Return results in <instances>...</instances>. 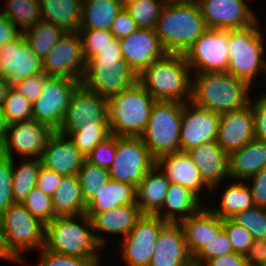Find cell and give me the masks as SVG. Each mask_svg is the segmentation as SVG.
Returning a JSON list of instances; mask_svg holds the SVG:
<instances>
[{"mask_svg":"<svg viewBox=\"0 0 266 266\" xmlns=\"http://www.w3.org/2000/svg\"><path fill=\"white\" fill-rule=\"evenodd\" d=\"M92 222L93 233L98 244L107 248L108 234L121 235L123 239L135 226L137 220L143 215L137 203L117 206L99 214H86ZM101 233H95V232ZM105 232V233H104ZM104 234V235H103Z\"/></svg>","mask_w":266,"mask_h":266,"instance_id":"22","label":"cell"},{"mask_svg":"<svg viewBox=\"0 0 266 266\" xmlns=\"http://www.w3.org/2000/svg\"><path fill=\"white\" fill-rule=\"evenodd\" d=\"M203 266H248V264L245 255L232 252L210 259Z\"/></svg>","mask_w":266,"mask_h":266,"instance_id":"57","label":"cell"},{"mask_svg":"<svg viewBox=\"0 0 266 266\" xmlns=\"http://www.w3.org/2000/svg\"><path fill=\"white\" fill-rule=\"evenodd\" d=\"M136 203V187L113 179L86 205L85 214H99L117 206Z\"/></svg>","mask_w":266,"mask_h":266,"instance_id":"32","label":"cell"},{"mask_svg":"<svg viewBox=\"0 0 266 266\" xmlns=\"http://www.w3.org/2000/svg\"><path fill=\"white\" fill-rule=\"evenodd\" d=\"M123 8H126L130 4L134 3L136 0H117Z\"/></svg>","mask_w":266,"mask_h":266,"instance_id":"63","label":"cell"},{"mask_svg":"<svg viewBox=\"0 0 266 266\" xmlns=\"http://www.w3.org/2000/svg\"><path fill=\"white\" fill-rule=\"evenodd\" d=\"M204 201L189 188L180 184L170 183L161 210L156 214L167 223H180L198 212L205 204Z\"/></svg>","mask_w":266,"mask_h":266,"instance_id":"28","label":"cell"},{"mask_svg":"<svg viewBox=\"0 0 266 266\" xmlns=\"http://www.w3.org/2000/svg\"><path fill=\"white\" fill-rule=\"evenodd\" d=\"M65 33L63 28L44 20L22 32L28 47L42 60Z\"/></svg>","mask_w":266,"mask_h":266,"instance_id":"36","label":"cell"},{"mask_svg":"<svg viewBox=\"0 0 266 266\" xmlns=\"http://www.w3.org/2000/svg\"><path fill=\"white\" fill-rule=\"evenodd\" d=\"M156 100L138 83L107 100L108 122L112 135L141 137Z\"/></svg>","mask_w":266,"mask_h":266,"instance_id":"7","label":"cell"},{"mask_svg":"<svg viewBox=\"0 0 266 266\" xmlns=\"http://www.w3.org/2000/svg\"><path fill=\"white\" fill-rule=\"evenodd\" d=\"M223 230L232 244L233 251L246 255L254 241L251 233L232 218L223 220Z\"/></svg>","mask_w":266,"mask_h":266,"instance_id":"47","label":"cell"},{"mask_svg":"<svg viewBox=\"0 0 266 266\" xmlns=\"http://www.w3.org/2000/svg\"><path fill=\"white\" fill-rule=\"evenodd\" d=\"M229 182L245 181L266 167V142L251 140L228 156Z\"/></svg>","mask_w":266,"mask_h":266,"instance_id":"30","label":"cell"},{"mask_svg":"<svg viewBox=\"0 0 266 266\" xmlns=\"http://www.w3.org/2000/svg\"><path fill=\"white\" fill-rule=\"evenodd\" d=\"M0 222L6 250L16 262L25 264L23 252H39L45 246V224L23 204L13 203L0 215Z\"/></svg>","mask_w":266,"mask_h":266,"instance_id":"8","label":"cell"},{"mask_svg":"<svg viewBox=\"0 0 266 266\" xmlns=\"http://www.w3.org/2000/svg\"><path fill=\"white\" fill-rule=\"evenodd\" d=\"M245 257L248 266H261L266 259V240H254Z\"/></svg>","mask_w":266,"mask_h":266,"instance_id":"56","label":"cell"},{"mask_svg":"<svg viewBox=\"0 0 266 266\" xmlns=\"http://www.w3.org/2000/svg\"><path fill=\"white\" fill-rule=\"evenodd\" d=\"M137 82V75L123 59L119 39L86 62L81 84L103 99L116 96Z\"/></svg>","mask_w":266,"mask_h":266,"instance_id":"5","label":"cell"},{"mask_svg":"<svg viewBox=\"0 0 266 266\" xmlns=\"http://www.w3.org/2000/svg\"><path fill=\"white\" fill-rule=\"evenodd\" d=\"M51 199L56 216H77L86 211L77 175L63 176Z\"/></svg>","mask_w":266,"mask_h":266,"instance_id":"33","label":"cell"},{"mask_svg":"<svg viewBox=\"0 0 266 266\" xmlns=\"http://www.w3.org/2000/svg\"><path fill=\"white\" fill-rule=\"evenodd\" d=\"M0 259H3V261H13L16 262L7 252L5 243L3 240V232H2V227H1V222H0Z\"/></svg>","mask_w":266,"mask_h":266,"instance_id":"60","label":"cell"},{"mask_svg":"<svg viewBox=\"0 0 266 266\" xmlns=\"http://www.w3.org/2000/svg\"><path fill=\"white\" fill-rule=\"evenodd\" d=\"M165 0H136L126 7L139 28L155 29Z\"/></svg>","mask_w":266,"mask_h":266,"instance_id":"42","label":"cell"},{"mask_svg":"<svg viewBox=\"0 0 266 266\" xmlns=\"http://www.w3.org/2000/svg\"><path fill=\"white\" fill-rule=\"evenodd\" d=\"M119 42L123 59L137 76L167 53L155 29L138 28Z\"/></svg>","mask_w":266,"mask_h":266,"instance_id":"20","label":"cell"},{"mask_svg":"<svg viewBox=\"0 0 266 266\" xmlns=\"http://www.w3.org/2000/svg\"><path fill=\"white\" fill-rule=\"evenodd\" d=\"M137 82L156 100L190 102L192 74L183 54L166 53L138 76Z\"/></svg>","mask_w":266,"mask_h":266,"instance_id":"1","label":"cell"},{"mask_svg":"<svg viewBox=\"0 0 266 266\" xmlns=\"http://www.w3.org/2000/svg\"><path fill=\"white\" fill-rule=\"evenodd\" d=\"M4 16V9L2 8H0V18H2Z\"/></svg>","mask_w":266,"mask_h":266,"instance_id":"64","label":"cell"},{"mask_svg":"<svg viewBox=\"0 0 266 266\" xmlns=\"http://www.w3.org/2000/svg\"><path fill=\"white\" fill-rule=\"evenodd\" d=\"M12 159V196L14 203L23 204L28 194L36 186L40 170V159H23L16 164ZM17 165V166H16Z\"/></svg>","mask_w":266,"mask_h":266,"instance_id":"37","label":"cell"},{"mask_svg":"<svg viewBox=\"0 0 266 266\" xmlns=\"http://www.w3.org/2000/svg\"><path fill=\"white\" fill-rule=\"evenodd\" d=\"M109 122H89L86 120L80 130L68 137L85 158L101 142L111 136Z\"/></svg>","mask_w":266,"mask_h":266,"instance_id":"39","label":"cell"},{"mask_svg":"<svg viewBox=\"0 0 266 266\" xmlns=\"http://www.w3.org/2000/svg\"><path fill=\"white\" fill-rule=\"evenodd\" d=\"M179 224L183 228L186 246L192 257L223 230V220L207 204Z\"/></svg>","mask_w":266,"mask_h":266,"instance_id":"27","label":"cell"},{"mask_svg":"<svg viewBox=\"0 0 266 266\" xmlns=\"http://www.w3.org/2000/svg\"><path fill=\"white\" fill-rule=\"evenodd\" d=\"M208 29H244L255 24V14L246 0H199Z\"/></svg>","mask_w":266,"mask_h":266,"instance_id":"17","label":"cell"},{"mask_svg":"<svg viewBox=\"0 0 266 266\" xmlns=\"http://www.w3.org/2000/svg\"><path fill=\"white\" fill-rule=\"evenodd\" d=\"M48 77L49 76L42 71L41 73L34 74L20 82L13 84L12 88L33 104L42 93L43 82Z\"/></svg>","mask_w":266,"mask_h":266,"instance_id":"51","label":"cell"},{"mask_svg":"<svg viewBox=\"0 0 266 266\" xmlns=\"http://www.w3.org/2000/svg\"><path fill=\"white\" fill-rule=\"evenodd\" d=\"M5 125L33 119V104L11 87L1 107Z\"/></svg>","mask_w":266,"mask_h":266,"instance_id":"41","label":"cell"},{"mask_svg":"<svg viewBox=\"0 0 266 266\" xmlns=\"http://www.w3.org/2000/svg\"><path fill=\"white\" fill-rule=\"evenodd\" d=\"M167 224L156 215H142L129 234L120 240L126 266H149L161 229Z\"/></svg>","mask_w":266,"mask_h":266,"instance_id":"14","label":"cell"},{"mask_svg":"<svg viewBox=\"0 0 266 266\" xmlns=\"http://www.w3.org/2000/svg\"><path fill=\"white\" fill-rule=\"evenodd\" d=\"M122 8L117 0H83L80 29L109 30Z\"/></svg>","mask_w":266,"mask_h":266,"instance_id":"35","label":"cell"},{"mask_svg":"<svg viewBox=\"0 0 266 266\" xmlns=\"http://www.w3.org/2000/svg\"><path fill=\"white\" fill-rule=\"evenodd\" d=\"M13 203L12 159L0 153V215Z\"/></svg>","mask_w":266,"mask_h":266,"instance_id":"49","label":"cell"},{"mask_svg":"<svg viewBox=\"0 0 266 266\" xmlns=\"http://www.w3.org/2000/svg\"><path fill=\"white\" fill-rule=\"evenodd\" d=\"M232 244L224 230L193 256V266H203L208 260L232 253Z\"/></svg>","mask_w":266,"mask_h":266,"instance_id":"46","label":"cell"},{"mask_svg":"<svg viewBox=\"0 0 266 266\" xmlns=\"http://www.w3.org/2000/svg\"><path fill=\"white\" fill-rule=\"evenodd\" d=\"M254 139V117L251 104L220 114L217 143L229 156Z\"/></svg>","mask_w":266,"mask_h":266,"instance_id":"21","label":"cell"},{"mask_svg":"<svg viewBox=\"0 0 266 266\" xmlns=\"http://www.w3.org/2000/svg\"><path fill=\"white\" fill-rule=\"evenodd\" d=\"M116 151L117 136L111 135L105 141L99 143L86 159L96 166L109 170L114 161Z\"/></svg>","mask_w":266,"mask_h":266,"instance_id":"50","label":"cell"},{"mask_svg":"<svg viewBox=\"0 0 266 266\" xmlns=\"http://www.w3.org/2000/svg\"><path fill=\"white\" fill-rule=\"evenodd\" d=\"M5 123L3 121V117H2V111H1V107H0V145L3 143L4 140V136H5Z\"/></svg>","mask_w":266,"mask_h":266,"instance_id":"61","label":"cell"},{"mask_svg":"<svg viewBox=\"0 0 266 266\" xmlns=\"http://www.w3.org/2000/svg\"><path fill=\"white\" fill-rule=\"evenodd\" d=\"M207 26L198 4L165 3L155 27L167 53L185 54Z\"/></svg>","mask_w":266,"mask_h":266,"instance_id":"4","label":"cell"},{"mask_svg":"<svg viewBox=\"0 0 266 266\" xmlns=\"http://www.w3.org/2000/svg\"><path fill=\"white\" fill-rule=\"evenodd\" d=\"M62 177L63 175L41 166L38 173L36 187L39 188L44 194L52 197L55 190L59 186Z\"/></svg>","mask_w":266,"mask_h":266,"instance_id":"55","label":"cell"},{"mask_svg":"<svg viewBox=\"0 0 266 266\" xmlns=\"http://www.w3.org/2000/svg\"><path fill=\"white\" fill-rule=\"evenodd\" d=\"M155 164L141 137L117 136V151L109 168L111 179L137 187Z\"/></svg>","mask_w":266,"mask_h":266,"instance_id":"11","label":"cell"},{"mask_svg":"<svg viewBox=\"0 0 266 266\" xmlns=\"http://www.w3.org/2000/svg\"><path fill=\"white\" fill-rule=\"evenodd\" d=\"M236 182V183H235ZM219 209L207 206L222 220L233 218L237 213L255 206L246 181L234 180L220 195Z\"/></svg>","mask_w":266,"mask_h":266,"instance_id":"34","label":"cell"},{"mask_svg":"<svg viewBox=\"0 0 266 266\" xmlns=\"http://www.w3.org/2000/svg\"><path fill=\"white\" fill-rule=\"evenodd\" d=\"M85 159L69 137L55 131L48 139L40 162L46 169L70 176L77 175Z\"/></svg>","mask_w":266,"mask_h":266,"instance_id":"25","label":"cell"},{"mask_svg":"<svg viewBox=\"0 0 266 266\" xmlns=\"http://www.w3.org/2000/svg\"><path fill=\"white\" fill-rule=\"evenodd\" d=\"M170 182L155 164L136 187V203L143 215H156L162 208Z\"/></svg>","mask_w":266,"mask_h":266,"instance_id":"29","label":"cell"},{"mask_svg":"<svg viewBox=\"0 0 266 266\" xmlns=\"http://www.w3.org/2000/svg\"><path fill=\"white\" fill-rule=\"evenodd\" d=\"M42 62L48 76L81 81L86 72V60L78 32H66Z\"/></svg>","mask_w":266,"mask_h":266,"instance_id":"15","label":"cell"},{"mask_svg":"<svg viewBox=\"0 0 266 266\" xmlns=\"http://www.w3.org/2000/svg\"><path fill=\"white\" fill-rule=\"evenodd\" d=\"M0 70L11 84L43 71V62L27 45L24 35L0 48Z\"/></svg>","mask_w":266,"mask_h":266,"instance_id":"19","label":"cell"},{"mask_svg":"<svg viewBox=\"0 0 266 266\" xmlns=\"http://www.w3.org/2000/svg\"><path fill=\"white\" fill-rule=\"evenodd\" d=\"M39 261L35 266H102L101 260H89L74 256L62 255L44 247L40 251Z\"/></svg>","mask_w":266,"mask_h":266,"instance_id":"48","label":"cell"},{"mask_svg":"<svg viewBox=\"0 0 266 266\" xmlns=\"http://www.w3.org/2000/svg\"><path fill=\"white\" fill-rule=\"evenodd\" d=\"M149 266H193L179 223H167L161 229Z\"/></svg>","mask_w":266,"mask_h":266,"instance_id":"24","label":"cell"},{"mask_svg":"<svg viewBox=\"0 0 266 266\" xmlns=\"http://www.w3.org/2000/svg\"><path fill=\"white\" fill-rule=\"evenodd\" d=\"M83 0H40L42 20L63 28L66 32L80 29Z\"/></svg>","mask_w":266,"mask_h":266,"instance_id":"31","label":"cell"},{"mask_svg":"<svg viewBox=\"0 0 266 266\" xmlns=\"http://www.w3.org/2000/svg\"><path fill=\"white\" fill-rule=\"evenodd\" d=\"M259 22L258 15L255 14V24L252 26L228 30L227 72L243 80L250 87H253L257 75L266 74V39L263 37L265 33L259 29Z\"/></svg>","mask_w":266,"mask_h":266,"instance_id":"6","label":"cell"},{"mask_svg":"<svg viewBox=\"0 0 266 266\" xmlns=\"http://www.w3.org/2000/svg\"><path fill=\"white\" fill-rule=\"evenodd\" d=\"M44 248L58 254L89 260H100L103 250L95 239L91 219L85 213L57 216L47 223Z\"/></svg>","mask_w":266,"mask_h":266,"instance_id":"3","label":"cell"},{"mask_svg":"<svg viewBox=\"0 0 266 266\" xmlns=\"http://www.w3.org/2000/svg\"><path fill=\"white\" fill-rule=\"evenodd\" d=\"M22 32L6 17L0 18V48L18 37Z\"/></svg>","mask_w":266,"mask_h":266,"instance_id":"58","label":"cell"},{"mask_svg":"<svg viewBox=\"0 0 266 266\" xmlns=\"http://www.w3.org/2000/svg\"><path fill=\"white\" fill-rule=\"evenodd\" d=\"M6 16L21 32L42 20L40 0H5Z\"/></svg>","mask_w":266,"mask_h":266,"instance_id":"38","label":"cell"},{"mask_svg":"<svg viewBox=\"0 0 266 266\" xmlns=\"http://www.w3.org/2000/svg\"><path fill=\"white\" fill-rule=\"evenodd\" d=\"M191 73L227 72L228 30L207 29L185 52Z\"/></svg>","mask_w":266,"mask_h":266,"instance_id":"13","label":"cell"},{"mask_svg":"<svg viewBox=\"0 0 266 266\" xmlns=\"http://www.w3.org/2000/svg\"><path fill=\"white\" fill-rule=\"evenodd\" d=\"M232 219L245 227L253 240H266V208L254 206L237 213Z\"/></svg>","mask_w":266,"mask_h":266,"instance_id":"44","label":"cell"},{"mask_svg":"<svg viewBox=\"0 0 266 266\" xmlns=\"http://www.w3.org/2000/svg\"><path fill=\"white\" fill-rule=\"evenodd\" d=\"M80 80L49 76L42 85V93L33 103V119L58 131L70 99Z\"/></svg>","mask_w":266,"mask_h":266,"instance_id":"12","label":"cell"},{"mask_svg":"<svg viewBox=\"0 0 266 266\" xmlns=\"http://www.w3.org/2000/svg\"><path fill=\"white\" fill-rule=\"evenodd\" d=\"M107 100L80 84L71 96L58 133L69 136L80 130L86 120L108 122Z\"/></svg>","mask_w":266,"mask_h":266,"instance_id":"16","label":"cell"},{"mask_svg":"<svg viewBox=\"0 0 266 266\" xmlns=\"http://www.w3.org/2000/svg\"><path fill=\"white\" fill-rule=\"evenodd\" d=\"M199 0H165V3H192L198 4Z\"/></svg>","mask_w":266,"mask_h":266,"instance_id":"62","label":"cell"},{"mask_svg":"<svg viewBox=\"0 0 266 266\" xmlns=\"http://www.w3.org/2000/svg\"><path fill=\"white\" fill-rule=\"evenodd\" d=\"M55 131L34 119L5 126V136L0 153L10 159H40L48 139Z\"/></svg>","mask_w":266,"mask_h":266,"instance_id":"10","label":"cell"},{"mask_svg":"<svg viewBox=\"0 0 266 266\" xmlns=\"http://www.w3.org/2000/svg\"><path fill=\"white\" fill-rule=\"evenodd\" d=\"M186 153L196 164L202 179L211 188V192L218 191L221 183L229 180L228 155L217 141L203 143L189 149Z\"/></svg>","mask_w":266,"mask_h":266,"instance_id":"23","label":"cell"},{"mask_svg":"<svg viewBox=\"0 0 266 266\" xmlns=\"http://www.w3.org/2000/svg\"><path fill=\"white\" fill-rule=\"evenodd\" d=\"M138 28L126 8H122L113 20L109 30L115 36V39H122L132 34Z\"/></svg>","mask_w":266,"mask_h":266,"instance_id":"53","label":"cell"},{"mask_svg":"<svg viewBox=\"0 0 266 266\" xmlns=\"http://www.w3.org/2000/svg\"><path fill=\"white\" fill-rule=\"evenodd\" d=\"M261 266H266V259L264 260V262Z\"/></svg>","mask_w":266,"mask_h":266,"instance_id":"65","label":"cell"},{"mask_svg":"<svg viewBox=\"0 0 266 266\" xmlns=\"http://www.w3.org/2000/svg\"><path fill=\"white\" fill-rule=\"evenodd\" d=\"M184 103L156 101L141 139L151 156L180 152L181 114Z\"/></svg>","mask_w":266,"mask_h":266,"instance_id":"9","label":"cell"},{"mask_svg":"<svg viewBox=\"0 0 266 266\" xmlns=\"http://www.w3.org/2000/svg\"><path fill=\"white\" fill-rule=\"evenodd\" d=\"M77 177L81 187L82 198L86 205L98 195L102 187L111 179L108 169L96 166L87 159L84 160Z\"/></svg>","mask_w":266,"mask_h":266,"instance_id":"40","label":"cell"},{"mask_svg":"<svg viewBox=\"0 0 266 266\" xmlns=\"http://www.w3.org/2000/svg\"><path fill=\"white\" fill-rule=\"evenodd\" d=\"M23 205L31 215L38 218L45 225L57 217L52 207L51 197L44 194L36 186L28 194Z\"/></svg>","mask_w":266,"mask_h":266,"instance_id":"45","label":"cell"},{"mask_svg":"<svg viewBox=\"0 0 266 266\" xmlns=\"http://www.w3.org/2000/svg\"><path fill=\"white\" fill-rule=\"evenodd\" d=\"M257 95L250 104L254 117V139L266 142V91Z\"/></svg>","mask_w":266,"mask_h":266,"instance_id":"52","label":"cell"},{"mask_svg":"<svg viewBox=\"0 0 266 266\" xmlns=\"http://www.w3.org/2000/svg\"><path fill=\"white\" fill-rule=\"evenodd\" d=\"M77 32L81 39L86 62L102 50L112 46V42L115 40V36L110 30L79 29Z\"/></svg>","mask_w":266,"mask_h":266,"instance_id":"43","label":"cell"},{"mask_svg":"<svg viewBox=\"0 0 266 266\" xmlns=\"http://www.w3.org/2000/svg\"><path fill=\"white\" fill-rule=\"evenodd\" d=\"M245 181L250 183L247 185L255 206L266 208V167Z\"/></svg>","mask_w":266,"mask_h":266,"instance_id":"54","label":"cell"},{"mask_svg":"<svg viewBox=\"0 0 266 266\" xmlns=\"http://www.w3.org/2000/svg\"><path fill=\"white\" fill-rule=\"evenodd\" d=\"M11 87L12 85L6 80L5 77L0 78V107H2L4 100L7 98V94Z\"/></svg>","mask_w":266,"mask_h":266,"instance_id":"59","label":"cell"},{"mask_svg":"<svg viewBox=\"0 0 266 266\" xmlns=\"http://www.w3.org/2000/svg\"><path fill=\"white\" fill-rule=\"evenodd\" d=\"M220 114L194 105L191 101L184 103L181 114L180 151L203 143L217 141Z\"/></svg>","mask_w":266,"mask_h":266,"instance_id":"18","label":"cell"},{"mask_svg":"<svg viewBox=\"0 0 266 266\" xmlns=\"http://www.w3.org/2000/svg\"><path fill=\"white\" fill-rule=\"evenodd\" d=\"M250 87L229 72L192 74L191 102L201 108L223 114L250 103Z\"/></svg>","mask_w":266,"mask_h":266,"instance_id":"2","label":"cell"},{"mask_svg":"<svg viewBox=\"0 0 266 266\" xmlns=\"http://www.w3.org/2000/svg\"><path fill=\"white\" fill-rule=\"evenodd\" d=\"M156 165L165 174L170 183L180 184L189 188L200 199L206 189L211 188L204 182L196 164L186 152L165 154L156 160ZM204 190V191H203ZM202 192V194H201ZM201 194V195H200Z\"/></svg>","mask_w":266,"mask_h":266,"instance_id":"26","label":"cell"}]
</instances>
